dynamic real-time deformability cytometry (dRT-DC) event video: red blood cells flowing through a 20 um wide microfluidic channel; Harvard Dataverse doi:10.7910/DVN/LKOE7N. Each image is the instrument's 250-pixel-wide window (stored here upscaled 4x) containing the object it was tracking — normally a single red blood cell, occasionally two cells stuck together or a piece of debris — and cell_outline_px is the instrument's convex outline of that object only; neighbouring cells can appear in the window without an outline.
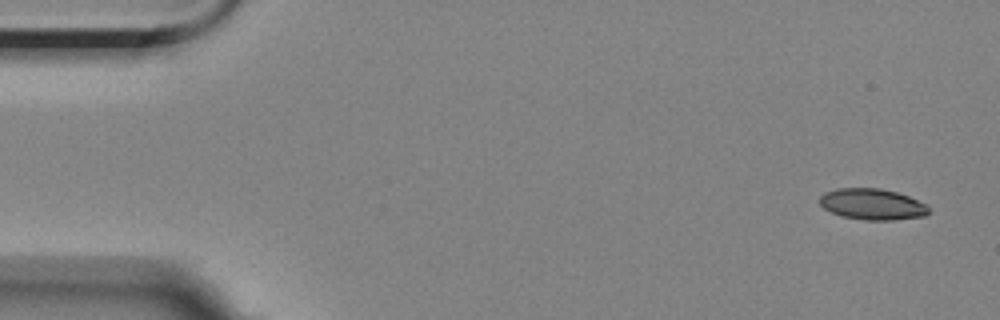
{"species": "Egyptian fruit bat (a non-hibernating species)", "species_latin": "Rousettus aegyptiacus", "temperature_condition": "room temperature", "stored_images_in_passage": 13, "camera_frame_rate_fps": 3000, "um_per_image_px": 0.085, "animal": {"sex": "female"}, "frame": {"image": 1, "passage_image": 1, "time_ms": 0.0, "image_size_px": [1000, 320], "cell_outline_px": [[928, 212], [924, 216], [892, 220], [864, 220], [840, 216], [824, 208], [820, 204], [820, 196], [824, 192], [836, 188], [880, 188], [896, 192], [908, 196], [924, 204], [928, 208]], "centroid_in_image_um": [74.09, 17.36], "position_along_channel_um": 10.9, "area_um2": 19.65}}
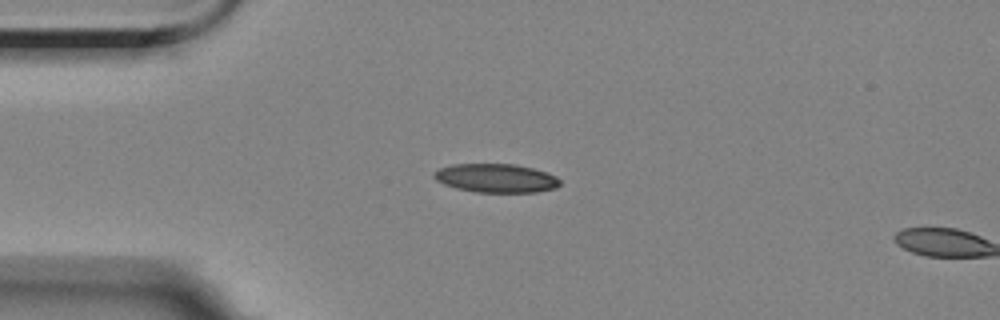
{"frame": {"image": 2, "passage_image": 12, "time_ms": 3.667, "image_size_px": [1000, 320], "cell_outline_px": [[560, 184], [556, 188], [536, 192], [476, 192], [456, 188], [444, 184], [436, 180], [432, 176], [440, 168], [452, 164], [516, 164], [532, 168], [556, 176], [560, 180]], "centroid_in_image_um": [42.16, 15.14], "position_along_channel_um": 42.8, "area_um2": 20.98}}